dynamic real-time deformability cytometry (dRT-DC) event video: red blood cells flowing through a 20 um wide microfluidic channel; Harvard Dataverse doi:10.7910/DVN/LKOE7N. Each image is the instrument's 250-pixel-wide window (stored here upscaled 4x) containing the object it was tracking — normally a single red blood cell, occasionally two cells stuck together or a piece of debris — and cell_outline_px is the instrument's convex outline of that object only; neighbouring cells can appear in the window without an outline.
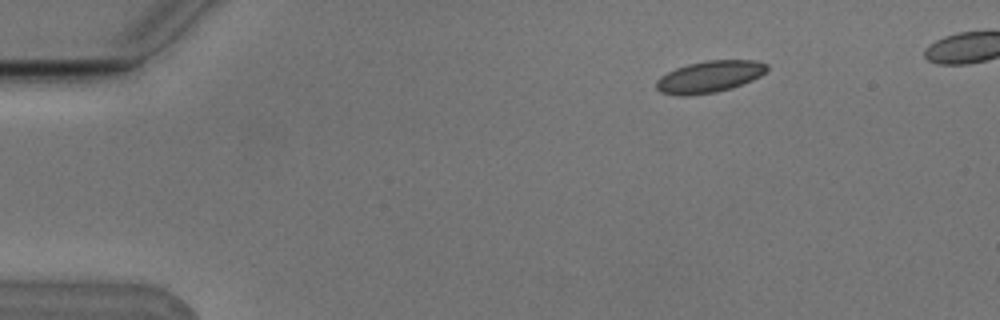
{"species": "Egyptian fruit bat (a non-hibernating species)", "species_latin": "Rousettus aegyptiacus", "temperature_condition": "cold", "stored_images_in_passage": 4, "camera_frame_rate_fps": 3000, "um_per_image_px": 0.085, "animal": {"sex": "male"}, "frame": {"image": 1, "passage_image": 1, "time_ms": 0.0, "image_size_px": [1000, 320], "cell_outline_px": [[768, 68], [760, 76], [752, 80], [732, 88], [716, 92], [688, 96], [680, 96], [660, 92], [656, 88], [656, 80], [660, 76], [676, 68], [688, 64], [708, 60], [756, 60], [768, 64]], "centroid_in_image_um": [60.3, 6.52], "position_along_channel_um": 24.7, "area_um2": 20.52}}